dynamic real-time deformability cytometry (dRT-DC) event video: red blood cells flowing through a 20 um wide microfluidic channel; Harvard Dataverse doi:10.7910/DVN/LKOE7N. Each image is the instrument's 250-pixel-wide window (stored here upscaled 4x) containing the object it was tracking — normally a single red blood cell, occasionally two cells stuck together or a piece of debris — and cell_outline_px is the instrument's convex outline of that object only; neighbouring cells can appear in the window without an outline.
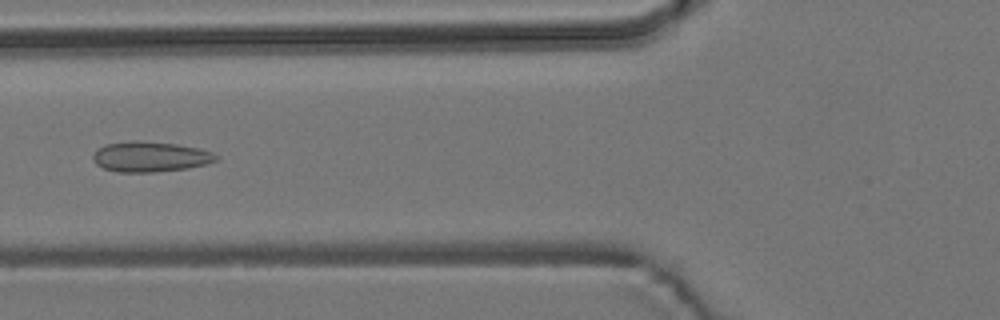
{"species": "common noctule bat (a hibernating species)", "species_latin": "Nyctalus noctula", "temperature_condition": "room temperature", "stored_images_in_passage": 7, "camera_frame_rate_fps": 3000, "um_per_image_px": 0.085, "animal": {"sex": "male", "body_mass_g": 19.2, "forearm_length_mm": 51.8}, "frame": {"image": 1, "passage_image": 7, "time_ms": 6.667, "image_size_px": [1000, 320], "cell_outline_px": [[220, 156], [216, 160], [208, 164], [188, 168], [152, 172], [116, 172], [104, 168], [96, 164], [92, 160], [92, 156], [96, 148], [104, 144], [136, 140], [176, 144], [196, 148], [212, 152]], "centroid_in_image_um": [12.74, 13.32], "position_along_channel_um": 113.1, "area_um2": 21.85}}